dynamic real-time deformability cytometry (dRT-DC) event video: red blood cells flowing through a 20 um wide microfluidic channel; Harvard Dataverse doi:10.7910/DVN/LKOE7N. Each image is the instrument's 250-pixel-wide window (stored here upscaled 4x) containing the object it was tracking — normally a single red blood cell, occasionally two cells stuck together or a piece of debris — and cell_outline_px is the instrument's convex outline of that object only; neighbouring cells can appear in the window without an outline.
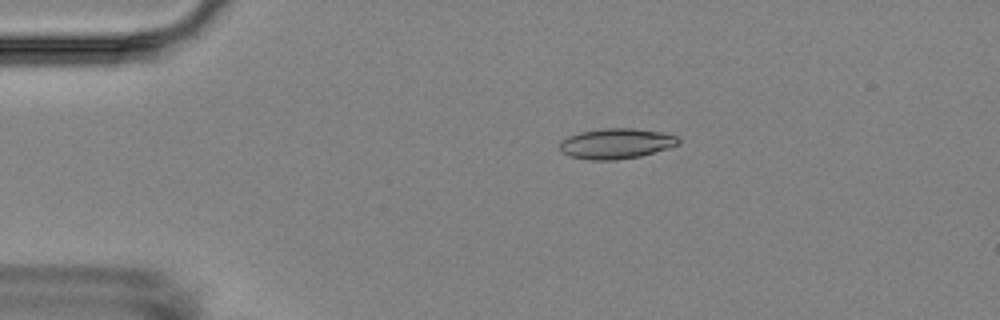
{"species": "Egyptian fruit bat (a non-hibernating species)", "species_latin": "Rousettus aegyptiacus", "temperature_condition": "room temperature", "stored_images_in_passage": 12, "camera_frame_rate_fps": 3000, "um_per_image_px": 0.085, "animal": {"sex": "female"}, "frame": {"image": 1, "passage_image": 1, "time_ms": 0.0, "image_size_px": [1000, 320], "cell_outline_px": [[680, 144], [640, 156], [616, 160], [588, 160], [568, 156], [560, 152], [560, 140], [568, 136], [580, 132], [604, 128], [632, 128], [660, 132], [676, 136], [680, 140]], "centroid_in_image_um": [52.32, 12.21], "position_along_channel_um": 32.7, "area_um2": 21.04}}
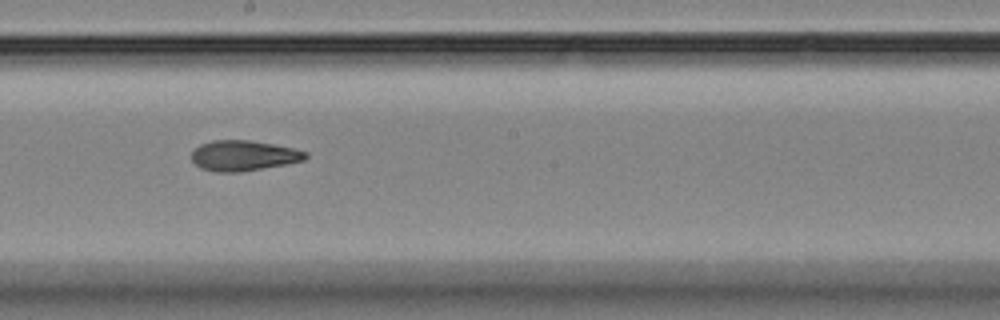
{"frame": {"image": 2, "passage_image": 6, "time_ms": 6.667, "image_size_px": [1000, 320], "cell_outline_px": [[308, 156], [304, 160], [284, 164], [240, 172], [216, 172], [200, 168], [192, 160], [192, 152], [200, 144], [212, 140], [252, 140], [276, 144], [308, 152]], "centroid_in_image_um": [20.69, 13.22], "position_along_channel_um": 227.5, "area_um2": 20.17}}
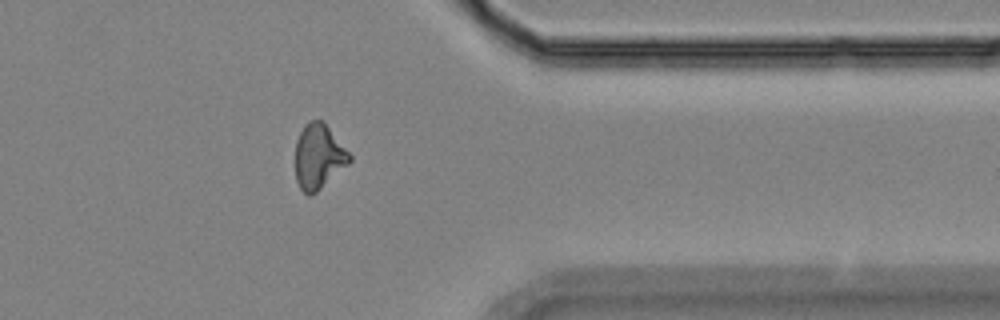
{"frame": {"image": 3, "passage_image": 10, "time_ms": 11.333, "image_size_px": [1000, 320], "cell_outline_px": [[352, 160], [348, 164], [312, 196], [308, 196], [300, 188], [296, 180], [296, 140], [304, 124], [308, 120], [324, 120], [352, 156]], "centroid_in_image_um": [27.08, 13.29], "position_along_channel_um": 384.3, "area_um2": 20.63}, "authors_computed_cell_mechanics": {"area_um2": 20.1722, "velocity_mm_per_s": 3.5918, "shape_relaxation_time_tau1_ms": 4.7112, "shape_relaxation_time_tau2_ms": 3.6662, "deformation_change_tau1": 0.1606, "deformation_change_tau2": 0.1171}}